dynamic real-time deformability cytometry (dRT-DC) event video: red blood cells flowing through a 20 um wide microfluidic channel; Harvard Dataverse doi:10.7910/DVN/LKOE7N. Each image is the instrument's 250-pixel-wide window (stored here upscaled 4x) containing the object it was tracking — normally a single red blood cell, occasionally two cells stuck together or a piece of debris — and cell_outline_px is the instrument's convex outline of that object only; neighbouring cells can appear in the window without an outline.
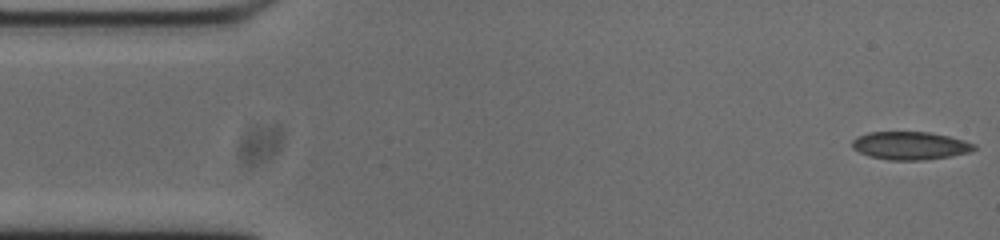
{"species": "common noctule bat (a hibernating species)", "species_latin": "Nyctalus noctula", "temperature_condition": "cold", "stored_images_in_passage": 53, "camera_frame_rate_fps": 3000, "um_per_image_px": 0.085, "animal": {"sex": "male", "body_mass_g": 20.0, "forearm_length_mm": 53.3}, "frame": {"image": 1, "passage_image": 1, "time_ms": 0.0, "image_size_px": [1000, 240], "cell_outline_px": [[976, 148], [972, 152], [952, 156], [924, 160], [888, 160], [868, 156], [852, 148], [852, 140], [856, 136], [868, 132], [932, 132], [964, 140], [976, 144]], "centroid_in_image_um": [77.38, 12.38], "position_along_channel_um": 7.6, "area_um2": 20.17}}
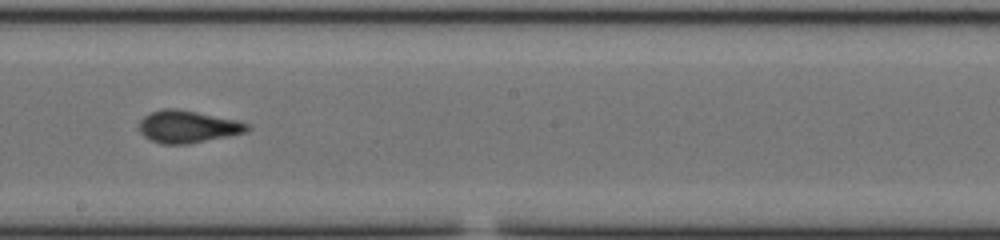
{"frame": {"image": 2, "passage_image": 28, "time_ms": 9.0, "image_size_px": [1000, 240], "cell_outline_px": [[252, 128], [248, 132], [188, 144], [164, 144], [152, 140], [144, 136], [140, 132], [140, 120], [144, 116], [152, 112], [164, 108], [176, 108], [236, 120], [252, 124]], "centroid_in_image_um": [16.0, 10.77], "position_along_channel_um": 232.2, "area_um2": 20.29}}
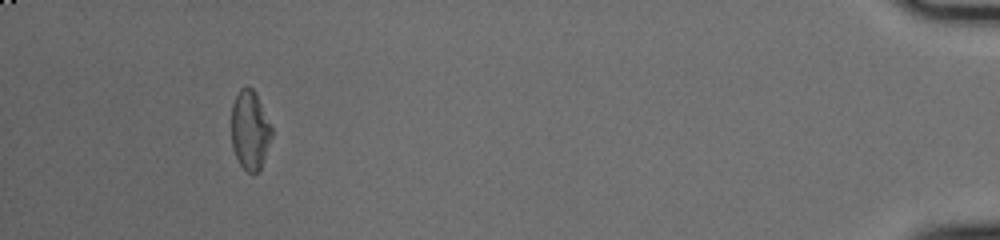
{"frame": {"image": 3, "passage_image": 49, "time_ms": 16.0, "image_size_px": [1000, 240], "cell_outline_px": [[272, 136], [264, 160], [260, 168], [252, 176], [240, 164], [232, 148], [232, 104], [240, 88], [248, 84], [256, 92], [272, 128]], "centroid_in_image_um": [21.25, 11.04], "position_along_channel_um": 414.0, "area_um2": 18.67}, "authors_computed_cell_mechanics": {"area_um2": 19.9988, "velocity_mm_per_s": 3.7307, "shape_relaxation_time_tau1_ms": 10.6826, "shape_relaxation_time_tau2_ms": 0.8979, "deformation_change_tau1": 0.2204, "deformation_change_tau2": 0.0542}}